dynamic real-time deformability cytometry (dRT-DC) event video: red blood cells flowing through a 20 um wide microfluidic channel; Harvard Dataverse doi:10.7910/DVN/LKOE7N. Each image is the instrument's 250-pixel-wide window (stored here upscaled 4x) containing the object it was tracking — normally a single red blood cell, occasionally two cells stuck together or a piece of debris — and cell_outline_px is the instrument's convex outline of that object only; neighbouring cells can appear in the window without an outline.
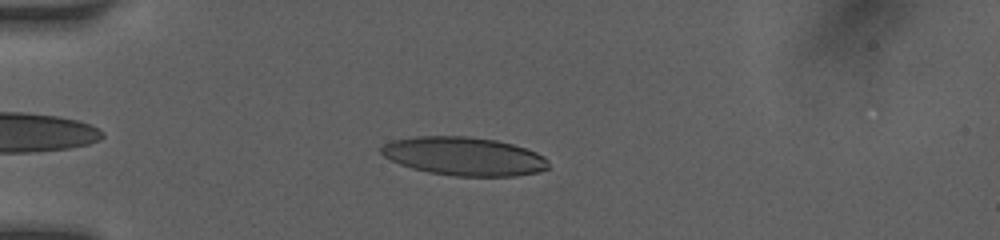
{"species": "human", "species_latin": "Homo sapiens", "temperature_condition": "room temperature", "stored_images_in_passage": 38, "camera_frame_rate_fps": 3000, "um_per_image_px": 0.085, "donor": {"sex": "female"}, "frame": {"image": 1, "passage_image": 6, "time_ms": 1.667, "image_size_px": [1000, 240], "cell_outline_px": [[548, 168], [540, 172], [516, 176], [456, 176], [428, 172], [412, 168], [400, 164], [384, 156], [380, 152], [380, 148], [384, 144], [392, 140], [416, 136], [468, 136], [496, 140], [512, 144], [536, 152], [544, 156], [548, 160]], "centroid_in_image_um": [39.45, 13.28], "position_along_channel_um": 45.6, "area_um2": 37.57}}
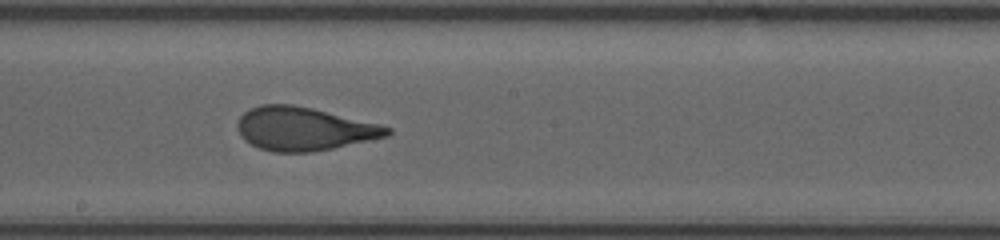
{"frame": {"image": 2, "passage_image": 21, "time_ms": 6.667, "image_size_px": [1000, 240], "cell_outline_px": [[392, 132], [388, 136], [332, 148], [312, 152], [272, 152], [260, 148], [244, 140], [240, 136], [236, 128], [236, 124], [240, 116], [244, 112], [260, 104], [292, 104], [312, 108], [392, 128]], "centroid_in_image_um": [25.77, 10.95], "position_along_channel_um": 222.4, "area_um2": 37.57}}
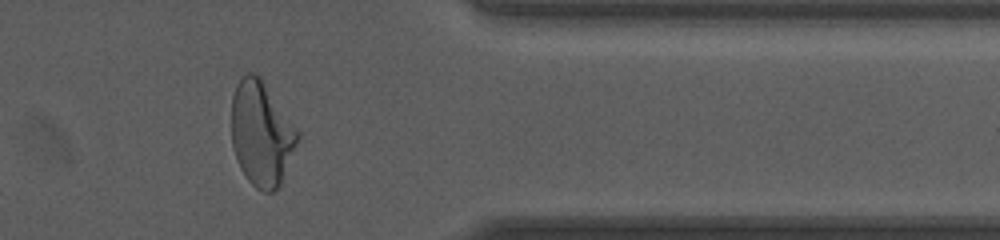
{"frame": {"image": 3, "passage_image": 34, "time_ms": 11.0, "image_size_px": [1000, 240], "cell_outline_px": [[300, 136], [280, 184], [272, 192], [264, 192], [256, 188], [248, 180], [240, 168], [236, 160], [232, 148], [232, 96], [236, 84], [248, 72], [252, 72], [260, 76], [300, 132]], "centroid_in_image_um": [22.21, 11.35], "position_along_channel_um": 389.2, "area_um2": 40.17}, "authors_computed_cell_mechanics": {"area_um2": 37.6278, "velocity_mm_per_s": 4.1337, "shape_relaxation_time_tau1_ms": 4.5672, "shape_relaxation_time_tau2_ms": 0.8324, "deformation_change_tau1": 0.2057, "deformation_change_tau2": 0.0817}}